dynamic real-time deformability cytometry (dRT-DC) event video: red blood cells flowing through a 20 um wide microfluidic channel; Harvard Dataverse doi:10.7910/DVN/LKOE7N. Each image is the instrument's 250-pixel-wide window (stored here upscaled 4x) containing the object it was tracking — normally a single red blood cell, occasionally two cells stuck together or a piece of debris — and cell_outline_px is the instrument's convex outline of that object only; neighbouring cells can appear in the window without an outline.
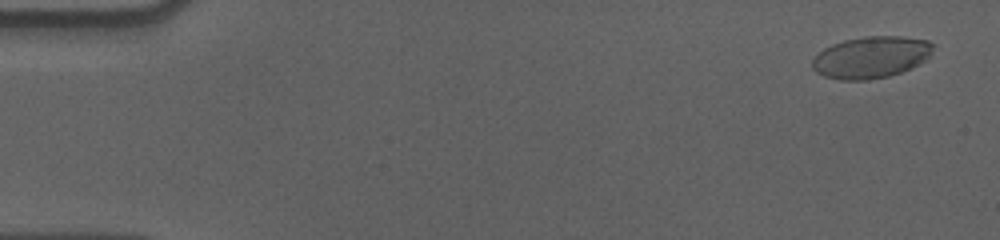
{"species": "human", "species_latin": "Homo sapiens", "temperature_condition": "cold", "stored_images_in_passage": 58, "camera_frame_rate_fps": 3000, "um_per_image_px": 0.085, "donor": {"sex": "male"}, "frame": {"image": 1, "passage_image": 3, "time_ms": 0.667, "image_size_px": [1000, 240], "cell_outline_px": [[932, 48], [928, 56], [924, 60], [912, 68], [888, 76], [868, 80], [840, 80], [824, 76], [816, 72], [812, 68], [812, 60], [824, 48], [832, 44], [844, 40], [864, 36], [900, 36], [928, 40], [932, 44]], "centroid_in_image_um": [74.01, 4.87], "position_along_channel_um": 11.0, "area_um2": 29.25}}
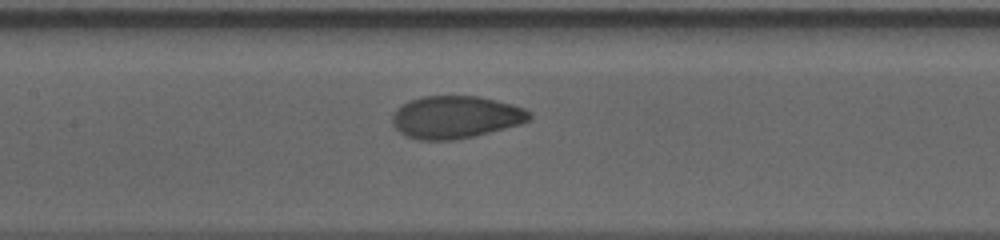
{"frame": {"image": 2, "passage_image": 28, "time_ms": 9.0, "image_size_px": [1000, 240], "cell_outline_px": [[532, 120], [520, 124], [456, 140], [416, 140], [400, 132], [392, 124], [392, 116], [396, 108], [412, 100], [424, 96], [476, 96], [496, 100], [512, 104], [524, 108], [532, 112]], "centroid_in_image_um": [38.74, 9.96], "position_along_channel_um": 168.7, "area_um2": 33.87}}
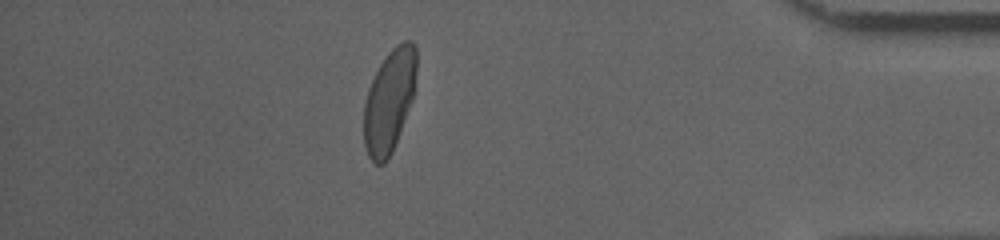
{"frame": {"image": 3, "passage_image": 51, "time_ms": 16.667, "image_size_px": [1000, 240], "cell_outline_px": [[416, 72], [412, 100], [392, 152], [388, 160], [384, 164], [376, 164], [368, 156], [364, 144], [364, 104], [368, 88], [380, 64], [388, 52], [396, 44], [404, 40], [412, 40], [416, 48]], "centroid_in_image_um": [33.08, 8.57], "position_along_channel_um": 402.1, "area_um2": 31.44}, "authors_computed_cell_mechanics": {"area_um2": 32.5125, "velocity_mm_per_s": 3.5659, "shape_relaxation_time_tau1_ms": 3.7216, "shape_relaxation_time_tau2_ms": null, "deformation_change_tau1": 0.1633, "deformation_change_tau2": null}}